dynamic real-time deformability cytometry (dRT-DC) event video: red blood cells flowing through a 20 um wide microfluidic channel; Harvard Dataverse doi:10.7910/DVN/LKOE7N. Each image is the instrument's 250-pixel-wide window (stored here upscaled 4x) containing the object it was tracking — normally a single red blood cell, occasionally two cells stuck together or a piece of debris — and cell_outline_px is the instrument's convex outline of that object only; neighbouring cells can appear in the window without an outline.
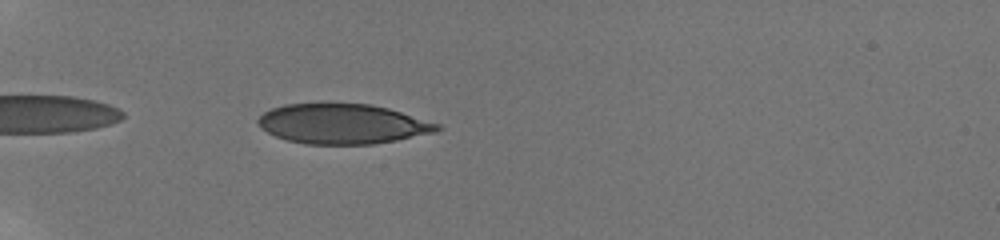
{"species": "human", "species_latin": "Homo sapiens", "temperature_condition": "room temperature", "stored_images_in_passage": 5, "camera_frame_rate_fps": 3000, "um_per_image_px": 0.085, "donor": {"sex": "male"}, "frame": {"image": 1, "passage_image": 3, "time_ms": 0.667, "image_size_px": [1000, 240], "cell_outline_px": [[444, 128], [436, 132], [396, 140], [372, 144], [304, 144], [288, 140], [276, 136], [260, 128], [256, 120], [264, 112], [272, 108], [284, 104], [320, 100], [328, 100], [368, 104], [388, 108], [440, 124]], "centroid_in_image_um": [29.07, 10.48], "position_along_channel_um": 55.9, "area_um2": 42.83}}